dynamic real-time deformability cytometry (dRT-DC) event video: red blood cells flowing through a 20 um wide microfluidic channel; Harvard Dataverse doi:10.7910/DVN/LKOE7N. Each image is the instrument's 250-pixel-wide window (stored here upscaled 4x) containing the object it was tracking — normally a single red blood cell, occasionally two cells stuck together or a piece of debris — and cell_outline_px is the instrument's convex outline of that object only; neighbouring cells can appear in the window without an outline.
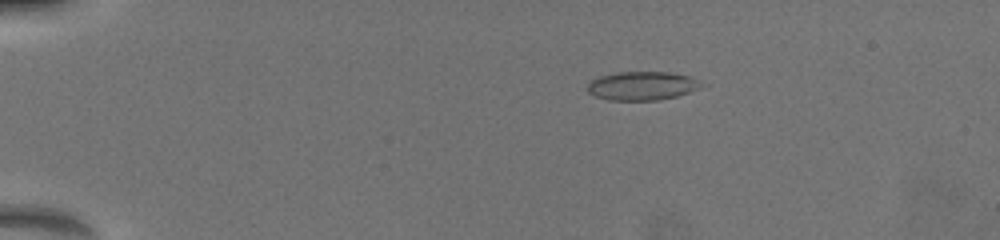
{"species": "common noctule bat (a hibernating species)", "species_latin": "Nyctalus noctula", "temperature_condition": "warm", "stored_images_in_passage": 42, "camera_frame_rate_fps": 3000, "um_per_image_px": 0.085, "animal": {"sex": "female", "body_mass_g": 19.5, "forearm_length_mm": 54.1}, "frame": {"image": 1, "passage_image": 3, "time_ms": 0.667, "image_size_px": [1000, 240], "cell_outline_px": [[696, 88], [688, 92], [676, 96], [656, 100], [608, 100], [596, 96], [588, 92], [588, 84], [592, 80], [600, 76], [616, 72], [668, 72], [688, 76], [692, 80]], "centroid_in_image_um": [54.42, 7.3], "position_along_channel_um": 30.6, "area_um2": 18.26}}
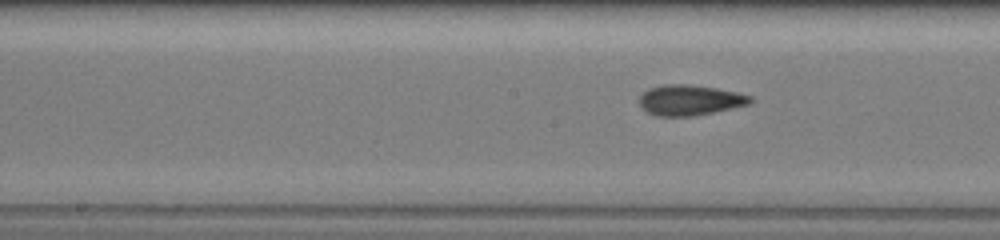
{"frame": {"image": 2, "passage_image": 20, "time_ms": 7.0, "image_size_px": [1000, 240], "cell_outline_px": [[752, 100], [748, 104], [712, 112], [692, 116], [656, 116], [648, 112], [640, 104], [640, 96], [648, 88], [664, 84], [688, 84], [716, 88], [736, 92], [752, 96]], "centroid_in_image_um": [58.61, 8.5], "position_along_channel_um": 189.6, "area_um2": 19.42}}
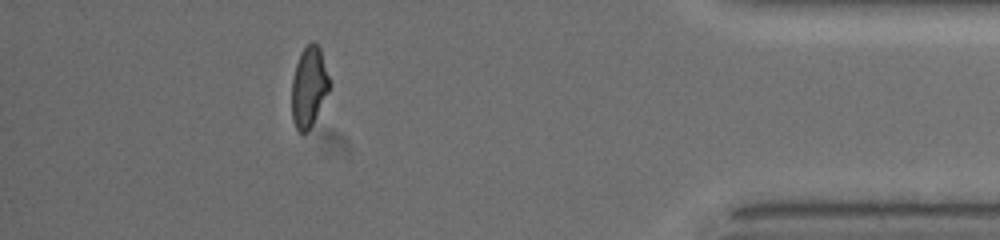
{"frame": {"image": 3, "passage_image": 36, "time_ms": 13.667, "image_size_px": [1000, 240], "cell_outline_px": [[328, 92], [312, 124], [304, 132], [300, 132], [296, 128], [292, 120], [292, 80], [296, 64], [300, 52], [312, 40], [320, 48], [328, 76]], "centroid_in_image_um": [26.23, 7.36], "position_along_channel_um": 409.0, "area_um2": 17.17}, "authors_computed_cell_mechanics": {"area_um2": 18.7561, "velocity_mm_per_s": 3.8857, "shape_relaxation_time_tau1_ms": null, "shape_relaxation_time_tau2_ms": 1.7009, "deformation_change_tau1": null, "deformation_change_tau2": 0.0814}}